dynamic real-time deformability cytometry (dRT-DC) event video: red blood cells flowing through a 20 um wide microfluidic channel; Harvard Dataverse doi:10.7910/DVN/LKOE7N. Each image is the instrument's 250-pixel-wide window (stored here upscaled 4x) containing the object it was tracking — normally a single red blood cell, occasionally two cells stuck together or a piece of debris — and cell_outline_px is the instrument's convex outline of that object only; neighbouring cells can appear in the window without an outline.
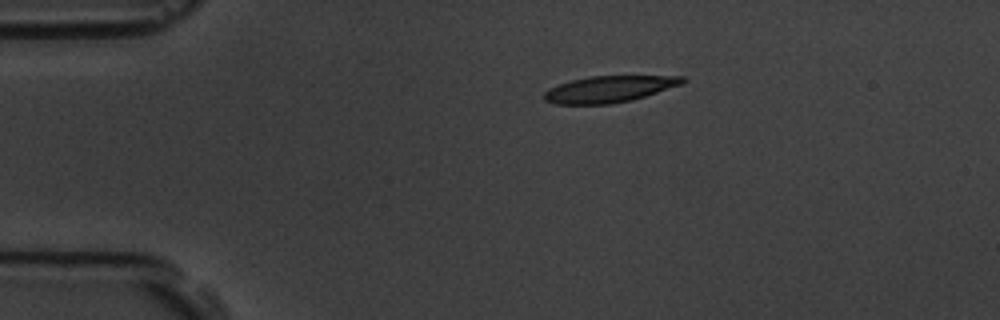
{"species": "common noctule bat (a hibernating species)", "species_latin": "Nyctalus noctula", "temperature_condition": "room temperature", "stored_images_in_passage": 3, "camera_frame_rate_fps": 3000, "um_per_image_px": 0.085, "animal": {"sex": "male", "body_mass_g": 19.5, "forearm_length_mm": 54.6}, "frame": {"image": 1, "passage_image": 1, "time_ms": 0.0, "image_size_px": [1000, 320], "cell_outline_px": [[688, 80], [684, 84], [632, 100], [608, 104], [552, 104], [544, 100], [544, 92], [548, 88], [572, 80], [588, 76], [684, 76]], "centroid_in_image_um": [51.8, 7.57], "position_along_channel_um": 33.2, "area_um2": 21.44}}
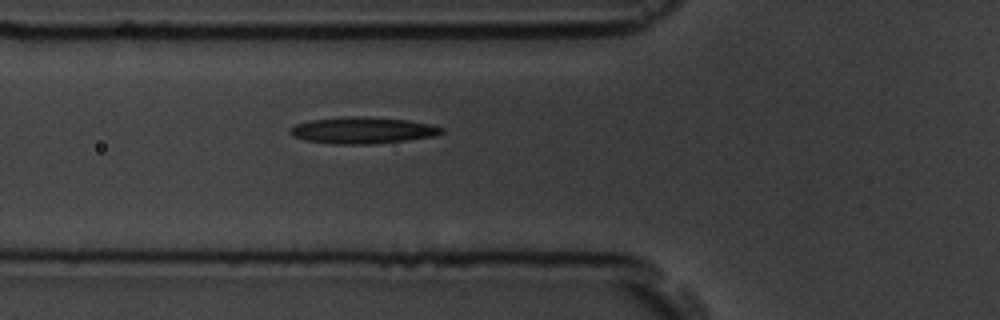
{"frame": {"image": 2, "passage_image": 3, "time_ms": 3.0, "image_size_px": [1000, 320], "cell_outline_px": [[444, 132], [432, 136], [408, 140], [368, 144], [336, 144], [304, 140], [292, 136], [288, 132], [288, 128], [296, 124], [312, 120], [348, 116], [364, 116], [408, 120], [432, 124], [444, 128]], "centroid_in_image_um": [30.8, 11.07], "position_along_channel_um": 95.0, "area_um2": 23.47}}